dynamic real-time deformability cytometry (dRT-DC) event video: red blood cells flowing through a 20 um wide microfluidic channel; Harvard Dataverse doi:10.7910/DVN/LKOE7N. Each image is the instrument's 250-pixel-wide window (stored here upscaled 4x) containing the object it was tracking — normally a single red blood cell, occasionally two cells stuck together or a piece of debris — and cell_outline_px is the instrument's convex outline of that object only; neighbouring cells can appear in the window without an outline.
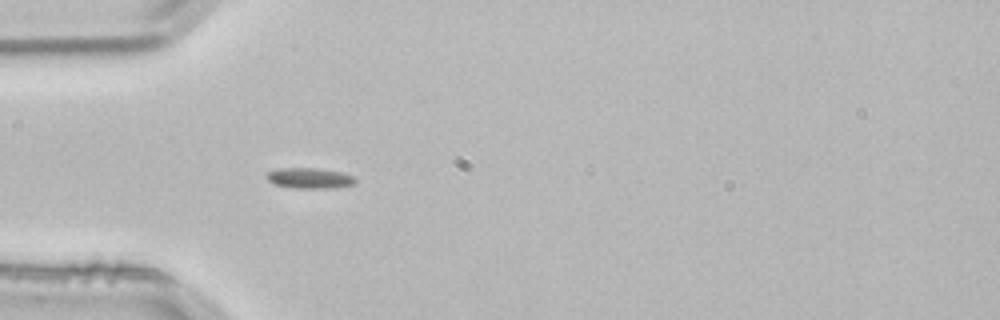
{"species": "common noctule bat (a hibernating species)", "species_latin": "Nyctalus noctula", "temperature_condition": "room temperature", "stored_images_in_passage": 2, "camera_frame_rate_fps": 3000, "um_per_image_px": 0.085, "animal": {"sex": "male", "body_mass_g": 21.5, "forearm_length_mm": 52.0}, "frame": {"image": 1, "passage_image": 2, "time_ms": 0.333, "image_size_px": [1000, 320], "cell_outline_px": [[356, 184], [336, 188], [292, 188], [272, 184], [264, 176], [268, 172], [276, 168], [316, 168], [340, 172], [352, 176], [356, 180]], "centroid_in_image_um": [26.27, 15.15], "position_along_channel_um": 58.7, "area_um2": 10.81}}